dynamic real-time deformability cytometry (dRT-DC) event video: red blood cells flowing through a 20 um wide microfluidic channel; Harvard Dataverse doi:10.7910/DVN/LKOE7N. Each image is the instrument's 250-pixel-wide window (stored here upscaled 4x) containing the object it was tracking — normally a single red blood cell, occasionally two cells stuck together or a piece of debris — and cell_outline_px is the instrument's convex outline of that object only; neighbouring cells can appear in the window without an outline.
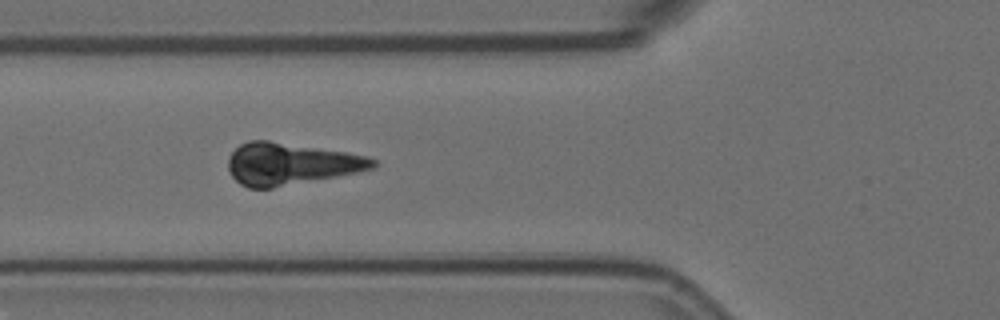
{"species": "Egyptian fruit bat (a non-hibernating species)", "species_latin": "Rousettus aegyptiacus", "temperature_condition": "room temperature", "stored_images_in_passage": 6, "camera_frame_rate_fps": 3000, "um_per_image_px": 0.085, "animal": {"sex": "female"}, "frame": {"image": 1, "passage_image": 6, "time_ms": 1.667, "image_size_px": [1000, 320], "cell_outline_px": [[380, 164], [372, 168], [356, 172], [336, 176], [272, 188], [248, 188], [240, 184], [232, 176], [228, 168], [228, 156], [240, 144], [248, 140], [268, 140], [348, 152], [368, 156], [376, 160]], "centroid_in_image_um": [24.69, 13.91], "position_along_channel_um": 101.1, "area_um2": 35.37}}